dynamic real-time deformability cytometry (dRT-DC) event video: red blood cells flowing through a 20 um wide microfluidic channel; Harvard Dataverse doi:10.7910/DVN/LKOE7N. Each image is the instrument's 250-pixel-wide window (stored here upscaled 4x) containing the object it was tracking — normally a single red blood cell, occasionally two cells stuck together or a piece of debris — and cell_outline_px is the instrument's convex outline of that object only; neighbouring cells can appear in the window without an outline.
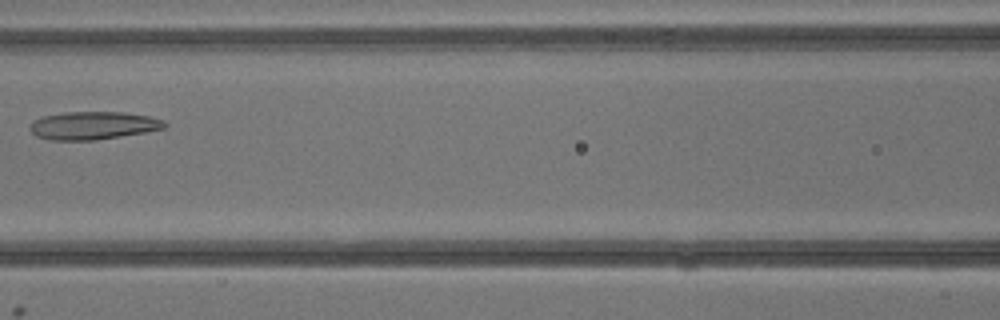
{"species": "common noctule bat (a hibernating species)", "species_latin": "Nyctalus noctula", "temperature_condition": "warm", "stored_images_in_passage": 5, "camera_frame_rate_fps": 3000, "um_per_image_px": 0.085, "animal": {"sex": "male", "body_mass_g": 13.3}, "frame": {"image": 1, "passage_image": 5, "time_ms": 4.667, "image_size_px": [1000, 320], "cell_outline_px": [[168, 124], [164, 128], [144, 132], [96, 140], [48, 140], [36, 136], [28, 128], [32, 120], [44, 116], [64, 112], [124, 112], [148, 116], [164, 120]], "centroid_in_image_um": [7.88, 10.67], "position_along_channel_um": 158.7, "area_um2": 21.96}}